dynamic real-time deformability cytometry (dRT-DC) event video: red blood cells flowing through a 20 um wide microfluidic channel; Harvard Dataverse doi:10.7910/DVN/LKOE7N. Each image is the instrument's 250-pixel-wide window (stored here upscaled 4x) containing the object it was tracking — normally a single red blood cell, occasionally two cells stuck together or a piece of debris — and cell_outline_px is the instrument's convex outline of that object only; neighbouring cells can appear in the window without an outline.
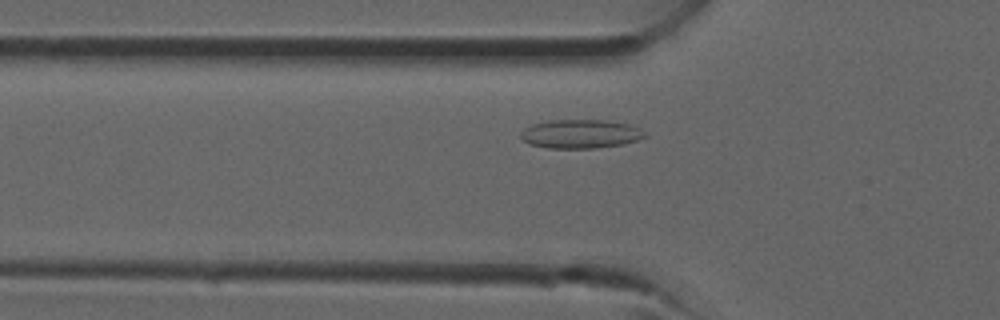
{"species": "common noctule bat (a hibernating species)", "species_latin": "Nyctalus noctula", "temperature_condition": "room temperature", "stored_images_in_passage": 24, "camera_frame_rate_fps": 3000, "um_per_image_px": 0.085, "animal": {"sex": "male", "forearm_length_mm": 52.5}, "frame": {"image": 1, "passage_image": 2, "time_ms": 0.333, "image_size_px": [1000, 320], "cell_outline_px": [[648, 136], [636, 140], [620, 144], [592, 148], [548, 148], [532, 144], [524, 140], [520, 136], [520, 132], [524, 128], [532, 124], [548, 120], [604, 120], [628, 124], [640, 128], [648, 132]], "centroid_in_image_um": [49.35, 11.37], "position_along_channel_um": 76.4, "area_um2": 20.75}}
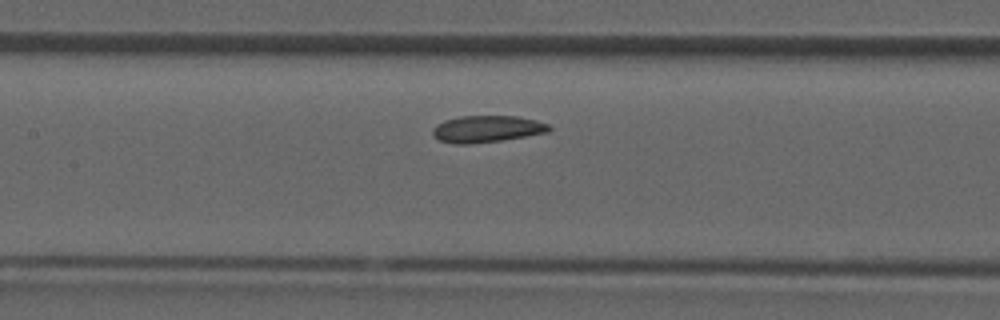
{"frame": {"image": 2, "passage_image": 7, "time_ms": 2.0, "image_size_px": [1000, 320], "cell_outline_px": [[552, 128], [548, 132], [504, 140], [468, 144], [456, 144], [440, 140], [432, 136], [432, 128], [436, 124], [444, 120], [460, 116], [516, 116], [536, 120], [548, 124]], "centroid_in_image_um": [41.36, 10.96], "position_along_channel_um": 166.0, "area_um2": 18.26}}
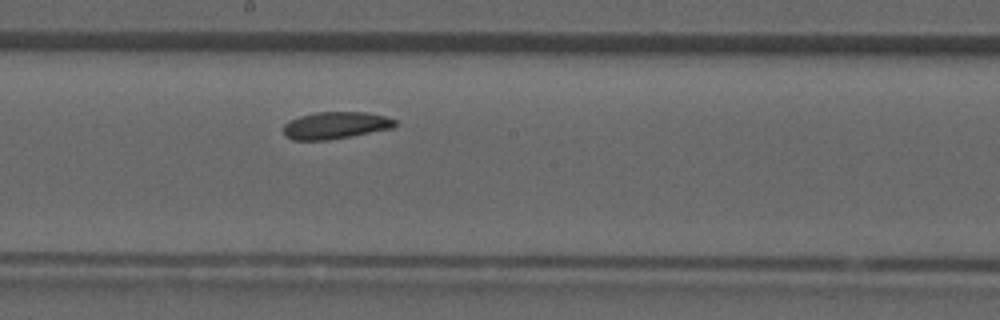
{"frame": {"image": 3, "passage_image": 10, "time_ms": 3.0, "image_size_px": [1000, 320], "cell_outline_px": [[396, 128], [352, 136], [328, 140], [292, 140], [284, 136], [284, 124], [300, 116], [316, 112], [368, 112], [384, 116], [396, 120]], "centroid_in_image_um": [28.55, 10.66], "position_along_channel_um": 219.6, "area_um2": 17.74}}